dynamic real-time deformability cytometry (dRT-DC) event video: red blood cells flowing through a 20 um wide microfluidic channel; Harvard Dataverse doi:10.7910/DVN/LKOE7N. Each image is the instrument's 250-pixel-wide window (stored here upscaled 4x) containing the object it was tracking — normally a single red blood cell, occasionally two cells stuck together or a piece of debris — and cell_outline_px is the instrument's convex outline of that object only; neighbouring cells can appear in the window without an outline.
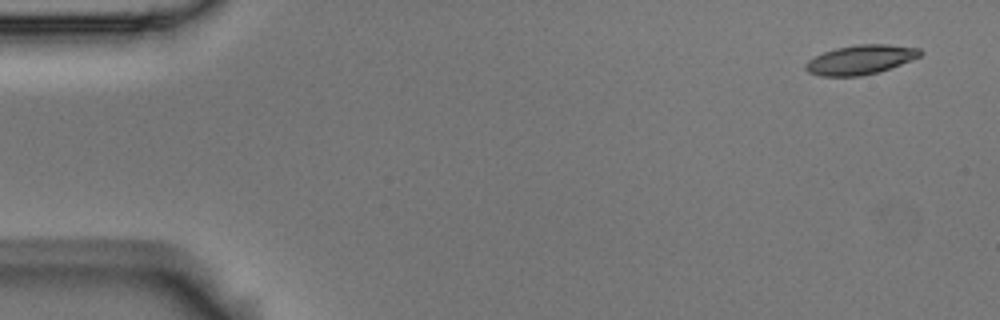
{"species": "Egyptian fruit bat (a non-hibernating species)", "species_latin": "Rousettus aegyptiacus", "temperature_condition": "room temperature", "stored_images_in_passage": 5, "camera_frame_rate_fps": 3000, "um_per_image_px": 0.085, "animal": {"sex": "male"}, "frame": {"image": 1, "passage_image": 1, "time_ms": 0.0, "image_size_px": [1000, 320], "cell_outline_px": [[924, 52], [920, 56], [900, 64], [876, 72], [860, 76], [820, 76], [808, 72], [804, 68], [804, 64], [808, 60], [824, 52], [836, 48], [856, 44], [888, 44], [920, 48]], "centroid_in_image_um": [73.12, 5.06], "position_along_channel_um": 11.9, "area_um2": 19.48}}
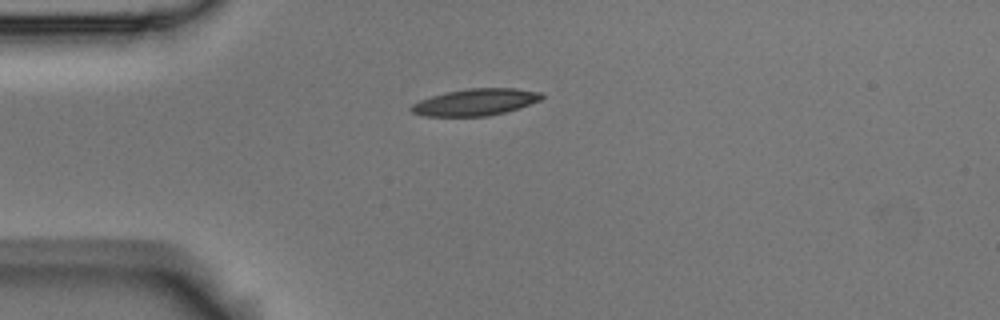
{"frame": {"image": 2, "passage_image": 4, "time_ms": 1.0, "image_size_px": [1000, 320], "cell_outline_px": [[544, 96], [540, 100], [504, 112], [488, 116], [424, 116], [412, 112], [408, 108], [412, 104], [420, 100], [432, 96], [448, 92], [468, 88], [516, 88], [540, 92]], "centroid_in_image_um": [40.38, 8.68], "position_along_channel_um": 44.6, "area_um2": 20.11}}
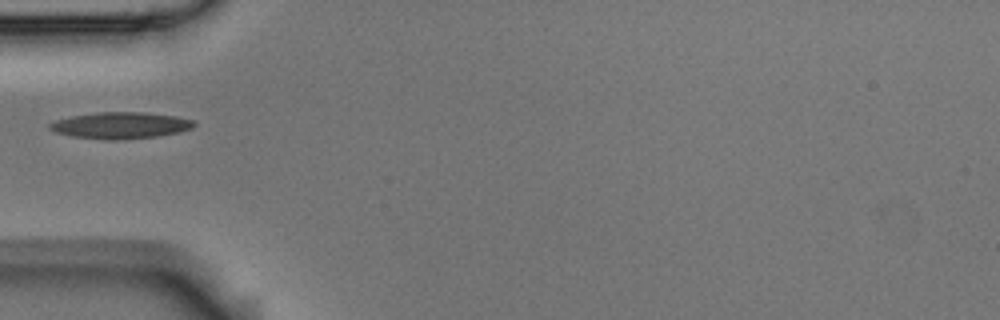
{"frame": {"image": 3, "passage_image": 5, "time_ms": 1.333, "image_size_px": [1000, 320], "cell_outline_px": [[196, 124], [192, 128], [180, 132], [156, 136], [116, 140], [108, 140], [72, 136], [56, 132], [48, 128], [48, 124], [56, 120], [72, 116], [96, 112], [144, 112], [176, 116], [196, 120]], "centroid_in_image_um": [10.27, 10.65], "position_along_channel_um": 74.7, "area_um2": 22.31}}